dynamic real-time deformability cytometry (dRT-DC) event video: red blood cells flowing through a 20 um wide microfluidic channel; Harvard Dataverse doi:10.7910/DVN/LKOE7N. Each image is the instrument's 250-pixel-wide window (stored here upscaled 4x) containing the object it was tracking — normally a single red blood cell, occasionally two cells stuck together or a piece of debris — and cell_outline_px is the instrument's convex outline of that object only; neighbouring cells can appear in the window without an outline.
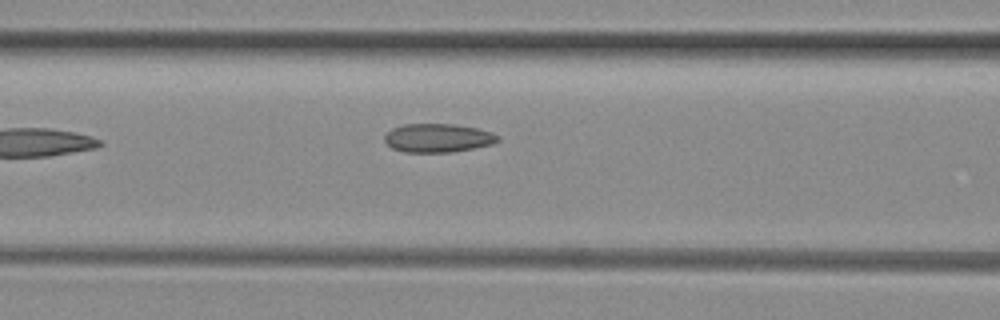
{"species": "common noctule bat (a hibernating species)", "species_latin": "Nyctalus noctula", "temperature_condition": "room temperature", "stored_images_in_passage": 4, "camera_frame_rate_fps": 3000, "um_per_image_px": 0.085, "animal": {"sex": "female", "body_mass_g": 29.2, "forearm_length_mm": 56.3}, "frame": {"image": 1, "passage_image": 4, "time_ms": 1.0, "image_size_px": [1000, 320], "cell_outline_px": [[500, 140], [492, 144], [452, 152], [404, 152], [392, 148], [384, 140], [384, 136], [392, 128], [404, 124], [452, 124], [476, 128], [492, 132], [500, 136]], "centroid_in_image_um": [37.22, 11.72], "position_along_channel_um": 129.4, "area_um2": 18.84}}